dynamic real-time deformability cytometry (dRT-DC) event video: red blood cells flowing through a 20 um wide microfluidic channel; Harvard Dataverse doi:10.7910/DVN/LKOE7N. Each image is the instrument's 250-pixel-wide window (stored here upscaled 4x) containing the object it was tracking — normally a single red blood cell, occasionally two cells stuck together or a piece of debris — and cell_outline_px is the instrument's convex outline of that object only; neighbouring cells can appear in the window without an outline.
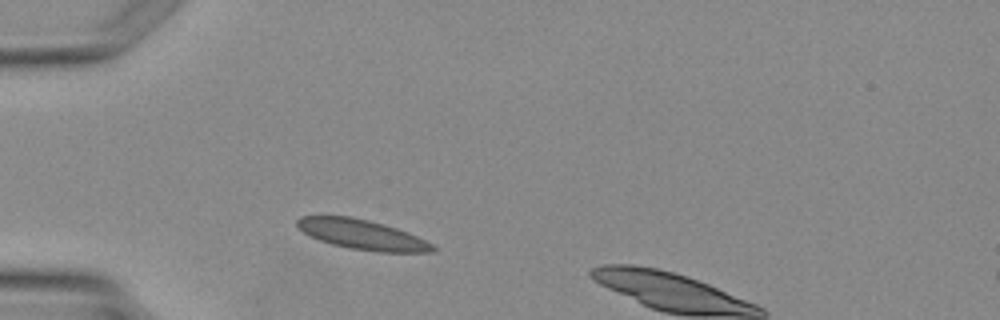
{"species": "Egyptian fruit bat (a non-hibernating species)", "species_latin": "Rousettus aegyptiacus", "temperature_condition": "warm", "stored_images_in_passage": 2, "camera_frame_rate_fps": 3000, "um_per_image_px": 0.085, "animal": {"sex": "female"}, "frame": {"image": 1, "passage_image": 1, "time_ms": 0.0, "image_size_px": [1000, 320], "cell_outline_px": [[436, 248], [432, 252], [380, 252], [348, 248], [332, 244], [320, 240], [304, 232], [296, 224], [296, 220], [300, 216], [352, 216], [384, 224], [408, 232], [432, 244]], "centroid_in_image_um": [30.78, 19.93], "position_along_channel_um": 54.2, "area_um2": 23.35}}